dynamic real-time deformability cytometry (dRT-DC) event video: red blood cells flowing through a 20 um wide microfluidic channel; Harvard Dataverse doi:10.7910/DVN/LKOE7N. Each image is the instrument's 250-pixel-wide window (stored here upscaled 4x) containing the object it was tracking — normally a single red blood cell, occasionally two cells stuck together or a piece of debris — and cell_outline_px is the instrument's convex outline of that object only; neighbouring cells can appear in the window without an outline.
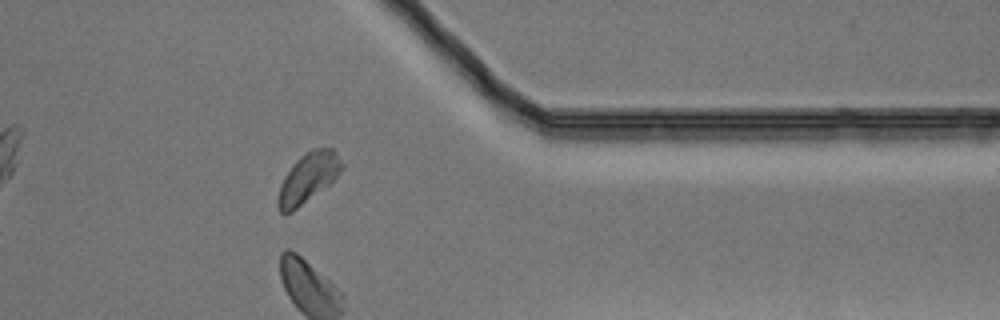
{"species": "Egyptian fruit bat (a non-hibernating species)", "species_latin": "Rousettus aegyptiacus", "temperature_condition": "warm", "stored_images_in_passage": 33, "camera_frame_rate_fps": 3000, "um_per_image_px": 0.085, "animal": {"sex": "male"}, "frame": {"image": 1, "passage_image": 28, "time_ms": 9.0, "image_size_px": [1000, 320], "cell_outline_px": [[344, 168], [328, 184], [292, 212], [280, 212], [276, 204], [276, 200], [280, 184], [284, 176], [292, 164], [300, 156], [312, 148], [332, 148], [336, 152], [344, 164]], "centroid_in_image_um": [26.16, 15.09], "position_along_channel_um": 385.2, "area_um2": 18.38}}